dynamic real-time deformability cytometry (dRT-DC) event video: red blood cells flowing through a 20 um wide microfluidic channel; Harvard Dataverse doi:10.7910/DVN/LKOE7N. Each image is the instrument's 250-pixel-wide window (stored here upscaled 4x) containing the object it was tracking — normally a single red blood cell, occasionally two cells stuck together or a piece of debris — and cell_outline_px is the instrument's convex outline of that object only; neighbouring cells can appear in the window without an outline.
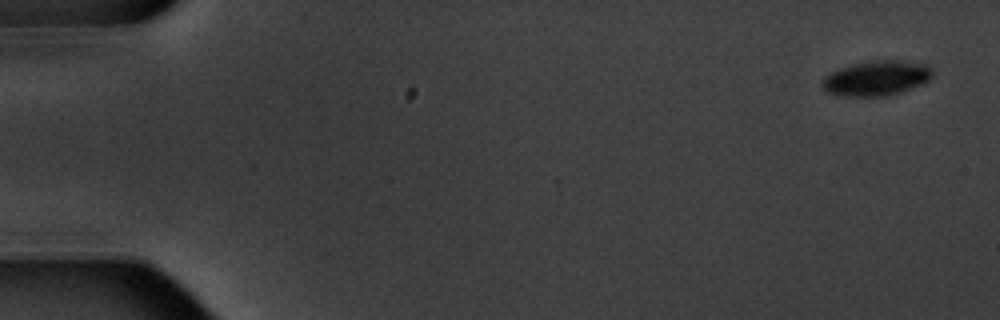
{"species": "common noctule bat (a hibernating species)", "species_latin": "Nyctalus noctula", "temperature_condition": "warm", "stored_images_in_passage": 6, "camera_frame_rate_fps": 3000, "um_per_image_px": 0.085, "animal": {"sex": "male", "body_mass_g": 20.1, "forearm_length_mm": 53.5}, "frame": {"image": 1, "passage_image": 1, "time_ms": 0.0, "image_size_px": [1000, 320], "cell_outline_px": [[932, 76], [928, 80], [920, 84], [900, 92], [884, 96], [844, 96], [828, 92], [820, 84], [824, 76], [840, 68], [856, 64], [884, 60], [896, 60], [924, 64], [932, 72]], "centroid_in_image_um": [74.46, 6.66], "position_along_channel_um": 10.5, "area_um2": 21.79}}
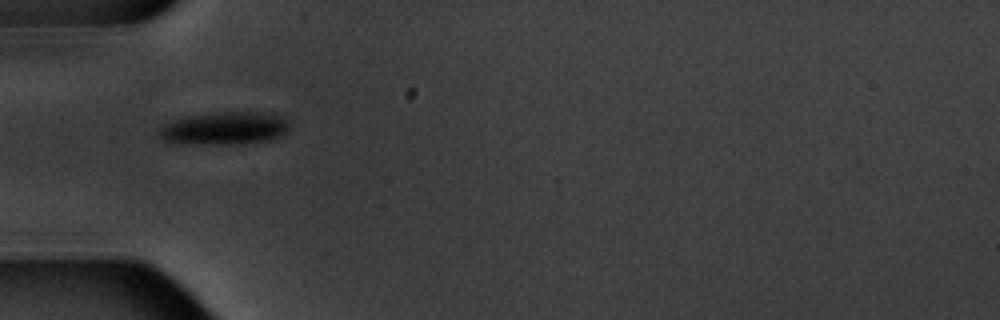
{"frame": {"image": 2, "passage_image": 5, "time_ms": 5.667, "image_size_px": [1000, 320], "cell_outline_px": [[288, 132], [272, 140], [244, 144], [168, 144], [156, 132], [160, 124], [184, 116], [208, 112], [272, 112], [284, 116], [288, 120]], "centroid_in_image_um": [19.04, 10.9], "position_along_channel_um": 66.0, "area_um2": 26.13}}
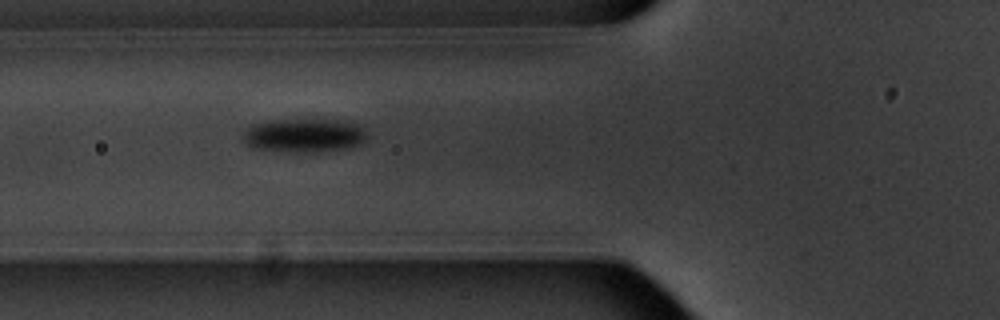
{"frame": {"image": 3, "passage_image": 6, "time_ms": 6.667, "image_size_px": [1000, 320], "cell_outline_px": [[368, 136], [360, 144], [352, 148], [320, 152], [296, 152], [252, 148], [240, 136], [252, 124], [272, 120], [348, 120], [364, 128]], "centroid_in_image_um": [25.89, 11.51], "position_along_channel_um": 99.9, "area_um2": 24.62}}